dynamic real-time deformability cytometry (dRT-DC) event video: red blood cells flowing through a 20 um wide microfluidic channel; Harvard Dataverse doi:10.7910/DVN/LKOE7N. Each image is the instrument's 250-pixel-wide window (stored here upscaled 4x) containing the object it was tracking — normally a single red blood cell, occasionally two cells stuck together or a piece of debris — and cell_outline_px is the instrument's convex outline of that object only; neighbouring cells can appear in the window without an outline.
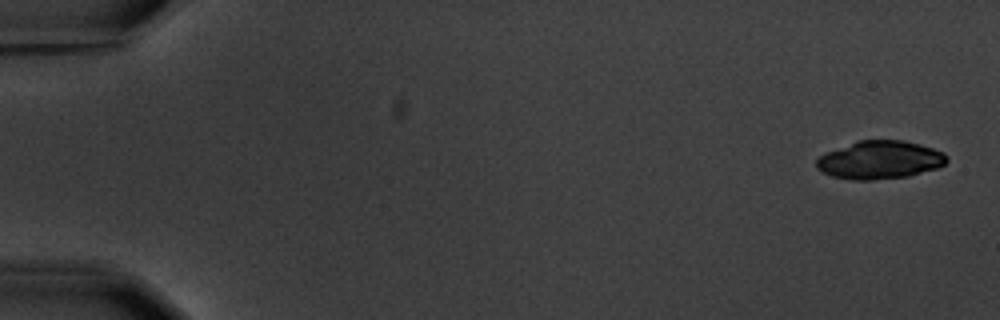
{"species": "common noctule bat (a hibernating species)", "species_latin": "Nyctalus noctula", "temperature_condition": "warm", "stored_images_in_passage": 5, "camera_frame_rate_fps": 3000, "um_per_image_px": 0.085, "animal": {"sex": "male", "body_mass_g": 20.1, "forearm_length_mm": 53.5}, "frame": {"image": 1, "passage_image": 1, "time_ms": 0.0, "image_size_px": [1000, 320], "cell_outline_px": [[948, 160], [944, 164], [936, 168], [908, 176], [872, 180], [852, 180], [832, 176], [820, 172], [816, 168], [816, 160], [820, 156], [828, 152], [860, 140], [904, 140], [920, 144], [944, 152], [948, 156]], "centroid_in_image_um": [74.79, 13.6], "position_along_channel_um": 10.2, "area_um2": 28.84}}